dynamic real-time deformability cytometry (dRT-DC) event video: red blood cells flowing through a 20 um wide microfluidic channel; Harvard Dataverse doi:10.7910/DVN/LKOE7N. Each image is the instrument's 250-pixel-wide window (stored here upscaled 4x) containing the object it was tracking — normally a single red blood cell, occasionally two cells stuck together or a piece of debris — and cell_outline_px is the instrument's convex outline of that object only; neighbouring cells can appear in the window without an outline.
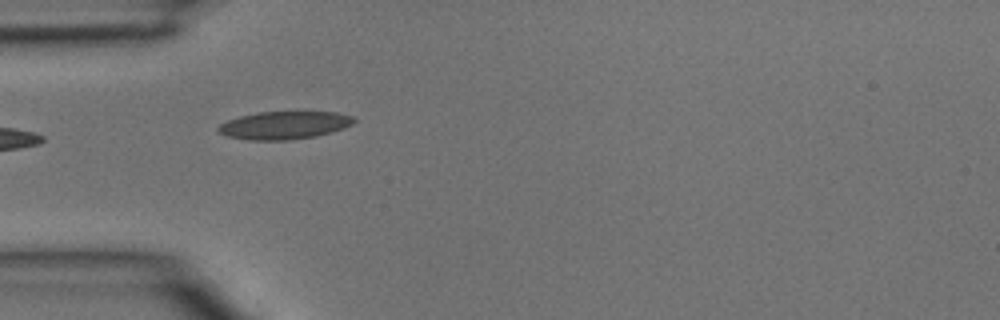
{"species": "common noctule bat (a hibernating species)", "species_latin": "Nyctalus noctula", "temperature_condition": "room temperature", "stored_images_in_passage": 1, "camera_frame_rate_fps": 3000, "um_per_image_px": 0.085, "animal": {"sex": "male", "body_mass_g": 15.6}, "frame": {"image": 1, "passage_image": 1, "time_ms": 0.0, "image_size_px": [1000, 320], "cell_outline_px": [[356, 120], [352, 124], [344, 128], [332, 132], [316, 136], [288, 140], [248, 140], [228, 136], [220, 132], [216, 128], [220, 124], [228, 120], [240, 116], [260, 112], [336, 112], [352, 116]], "centroid_in_image_um": [24.18, 10.65], "position_along_channel_um": 60.8, "area_um2": 21.91}}